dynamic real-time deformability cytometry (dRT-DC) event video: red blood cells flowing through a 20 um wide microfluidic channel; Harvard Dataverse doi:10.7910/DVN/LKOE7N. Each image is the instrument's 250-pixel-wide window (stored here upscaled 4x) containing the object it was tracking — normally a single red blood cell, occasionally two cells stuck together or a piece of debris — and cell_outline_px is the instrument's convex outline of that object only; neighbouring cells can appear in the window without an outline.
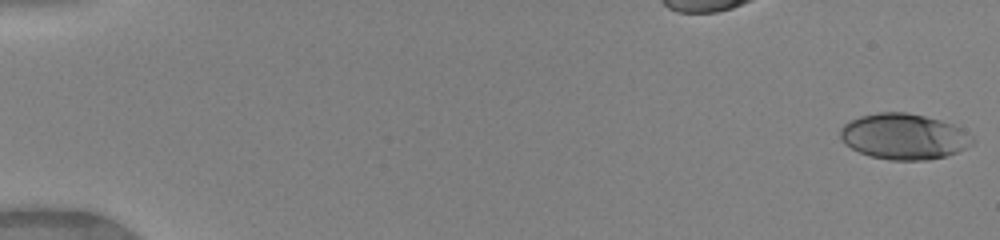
{"species": "human", "species_latin": "Homo sapiens", "temperature_condition": "warm", "stored_images_in_passage": 50, "camera_frame_rate_fps": 3000, "um_per_image_px": 0.085, "donor": {"sex": "female"}, "frame": {"image": 1, "passage_image": 1, "time_ms": 0.0, "image_size_px": [1000, 240], "cell_outline_px": [[976, 140], [972, 144], [956, 152], [944, 156], [924, 160], [888, 160], [872, 156], [860, 152], [844, 144], [840, 136], [840, 128], [844, 124], [860, 116], [876, 112], [908, 112], [940, 120], [952, 124], [960, 128], [972, 136]], "centroid_in_image_um": [76.81, 11.59], "position_along_channel_um": 8.2, "area_um2": 35.08}}
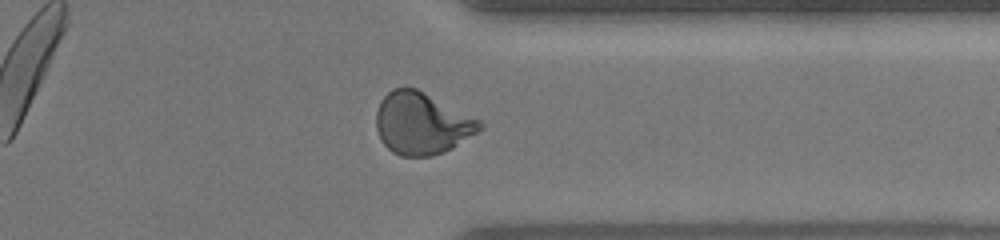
{"frame": {"image": 2, "passage_image": 40, "time_ms": 13.0, "image_size_px": [1000, 240], "cell_outline_px": [[484, 128], [452, 148], [444, 152], [432, 156], [400, 156], [392, 152], [380, 140], [376, 128], [376, 112], [380, 100], [392, 88], [416, 88], [480, 120], [484, 124]], "centroid_in_image_um": [35.83, 10.5], "position_along_channel_um": 375.6, "area_um2": 37.34}}
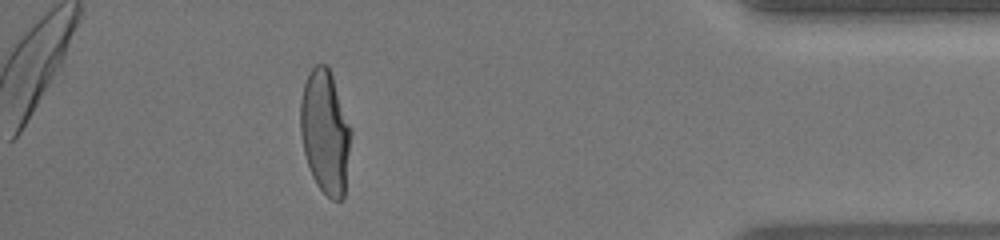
{"frame": {"image": 3, "passage_image": 45, "time_ms": 14.667, "image_size_px": [1000, 240], "cell_outline_px": [[352, 132], [344, 196], [340, 200], [332, 200], [316, 184], [312, 176], [304, 152], [300, 132], [300, 100], [304, 84], [312, 68], [316, 64], [328, 64], [352, 128]], "centroid_in_image_um": [27.65, 11.2], "position_along_channel_um": 407.5, "area_um2": 36.59}, "authors_computed_cell_mechanics": {"area_um2": 36.3273, "velocity_mm_per_s": 4.1498, "shape_relaxation_time_tau1_ms": 3.6735, "shape_relaxation_time_tau2_ms": null, "deformation_change_tau1": 0.2019, "deformation_change_tau2": null}}